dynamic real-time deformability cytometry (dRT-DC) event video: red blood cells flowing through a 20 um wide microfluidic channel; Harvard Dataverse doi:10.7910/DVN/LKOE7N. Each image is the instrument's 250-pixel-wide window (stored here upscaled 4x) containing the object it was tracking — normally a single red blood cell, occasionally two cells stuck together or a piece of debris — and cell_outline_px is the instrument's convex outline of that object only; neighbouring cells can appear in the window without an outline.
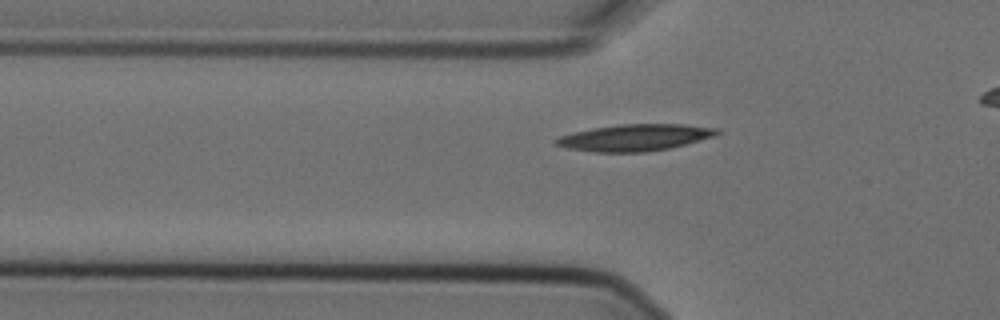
{"species": "Egyptian fruit bat (a non-hibernating species)", "species_latin": "Rousettus aegyptiacus", "temperature_condition": "cold", "stored_images_in_passage": 3, "camera_frame_rate_fps": 3000, "um_per_image_px": 0.085, "animal": {"sex": "female"}, "frame": {"image": 1, "passage_image": 3, "time_ms": 0.667, "image_size_px": [1000, 320], "cell_outline_px": [[724, 132], [716, 136], [668, 148], [648, 152], [596, 152], [568, 148], [556, 144], [552, 140], [560, 136], [592, 128], [620, 124], [684, 124], [720, 128]], "centroid_in_image_um": [54.03, 11.68], "position_along_channel_um": 71.8, "area_um2": 25.03}}